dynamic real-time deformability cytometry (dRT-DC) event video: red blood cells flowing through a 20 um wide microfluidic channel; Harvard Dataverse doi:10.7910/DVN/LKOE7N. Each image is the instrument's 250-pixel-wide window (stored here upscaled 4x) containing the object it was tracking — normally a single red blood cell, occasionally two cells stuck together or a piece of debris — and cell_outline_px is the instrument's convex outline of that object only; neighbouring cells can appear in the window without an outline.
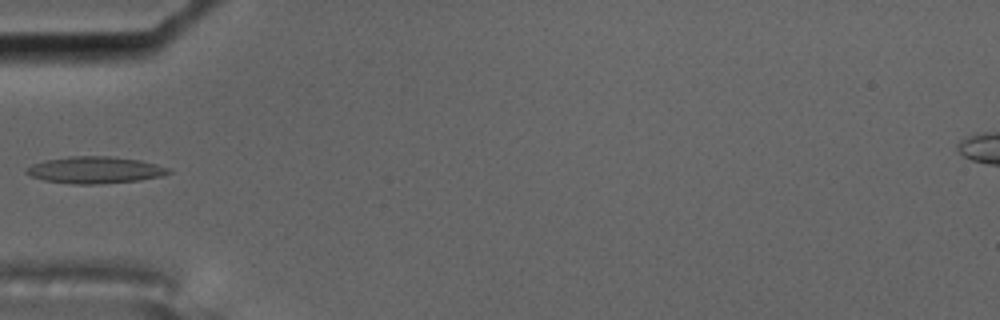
{"species": "common noctule bat (a hibernating species)", "species_latin": "Nyctalus noctula", "temperature_condition": "cold", "stored_images_in_passage": 5, "camera_frame_rate_fps": 3000, "um_per_image_px": 0.085, "animal": {"sex": "male", "body_mass_g": 17.5, "forearm_length_mm": 52.3}, "frame": {"image": 1, "passage_image": 4, "time_ms": 1.0, "image_size_px": [1000, 320], "cell_outline_px": [[172, 172], [160, 176], [140, 180], [96, 184], [72, 184], [44, 180], [28, 176], [24, 172], [24, 168], [32, 164], [44, 160], [68, 156], [108, 156], [140, 160], [156, 164], [168, 168]], "centroid_in_image_um": [8.0, 14.45], "position_along_channel_um": 77.0, "area_um2": 22.31}}